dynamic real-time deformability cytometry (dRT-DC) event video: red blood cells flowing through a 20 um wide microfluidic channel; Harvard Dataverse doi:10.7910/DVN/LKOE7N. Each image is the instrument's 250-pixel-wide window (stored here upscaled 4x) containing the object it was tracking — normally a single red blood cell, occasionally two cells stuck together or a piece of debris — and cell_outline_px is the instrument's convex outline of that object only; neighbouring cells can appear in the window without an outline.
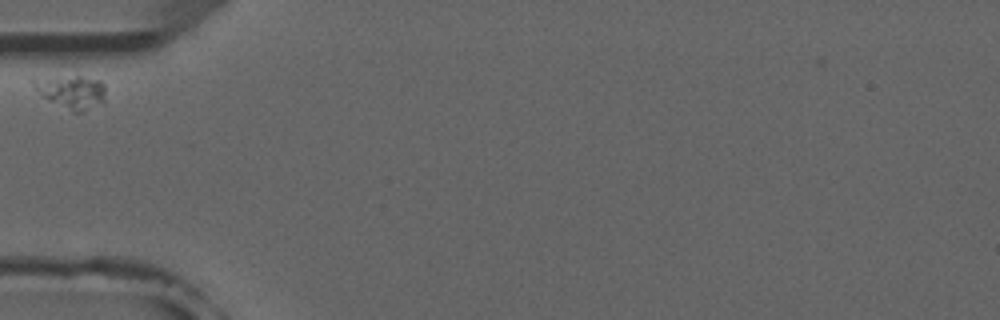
{"species": "common noctule bat (a hibernating species)", "species_latin": "Nyctalus noctula", "temperature_condition": "room temperature", "stored_images_in_passage": 4, "camera_frame_rate_fps": 3000, "um_per_image_px": 0.085, "animal": {"sex": "male", "forearm_length_mm": 52.5}, "frame": {"image": 1, "passage_image": 1, "time_ms": 0.0, "image_size_px": [1000, 320], "cell_outline_px": [[104, 100], [84, 112], [72, 112], [48, 100], [32, 88], [32, 76], [80, 76], [100, 80], [104, 84]], "centroid_in_image_um": [5.98, 7.77], "position_along_channel_um": 79.0, "area_um2": 14.28}}
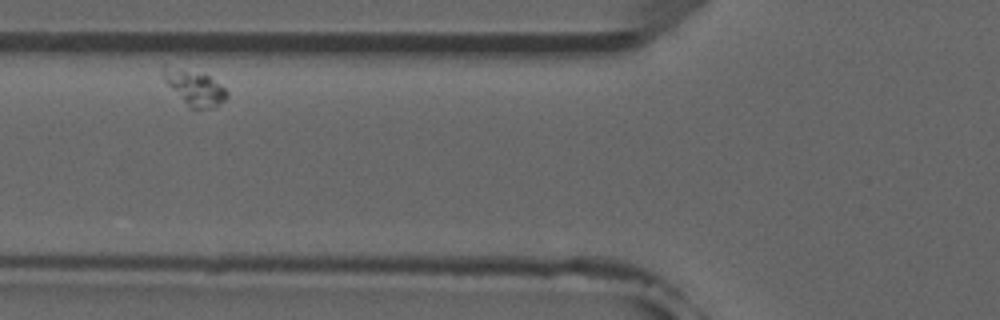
{"frame": {"image": 2, "passage_image": 2, "time_ms": 1.0, "image_size_px": [1000, 320], "cell_outline_px": [[228, 96], [224, 100], [212, 108], [188, 108], [168, 84], [164, 76], [164, 64], [204, 72], [220, 84], [228, 92]], "centroid_in_image_um": [16.55, 7.42], "position_along_channel_um": 109.2, "area_um2": 13.01}}
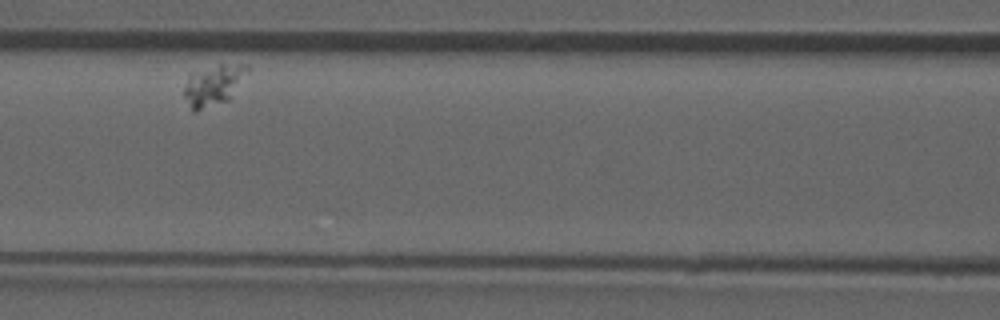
{"frame": {"image": 3, "passage_image": 3, "time_ms": 2.333, "image_size_px": [1000, 320], "cell_outline_px": [[248, 68], [228, 100], [196, 112], [192, 112], [184, 96], [184, 88], [192, 72], [220, 64], [248, 64]], "centroid_in_image_um": [18.09, 7.25], "position_along_channel_um": 148.5, "area_um2": 14.57}}